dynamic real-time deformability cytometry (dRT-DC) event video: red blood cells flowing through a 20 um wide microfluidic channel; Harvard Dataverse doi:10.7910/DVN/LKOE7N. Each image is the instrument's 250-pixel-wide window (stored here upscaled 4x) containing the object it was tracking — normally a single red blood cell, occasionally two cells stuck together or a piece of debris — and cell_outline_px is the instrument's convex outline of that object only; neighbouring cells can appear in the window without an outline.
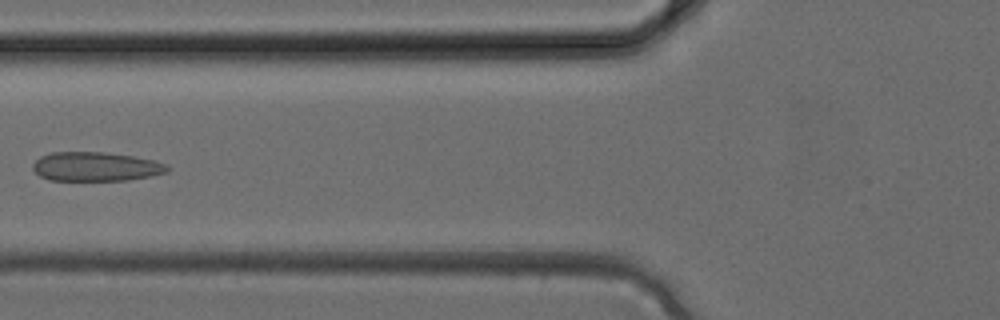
{"species": "common noctule bat (a hibernating species)", "species_latin": "Nyctalus noctula", "temperature_condition": "cold", "stored_images_in_passage": 4, "camera_frame_rate_fps": 3000, "um_per_image_px": 0.085, "animal": {"sex": "female", "body_mass_g": 24.6, "forearm_length_mm": 56.2}, "frame": {"image": 1, "passage_image": 4, "time_ms": 1.0, "image_size_px": [1000, 320], "cell_outline_px": [[172, 168], [168, 172], [152, 176], [128, 180], [52, 180], [40, 176], [32, 168], [32, 164], [40, 156], [52, 152], [104, 152], [132, 156], [152, 160], [168, 164]], "centroid_in_image_um": [8.18, 14.16], "position_along_channel_um": 117.6, "area_um2": 22.89}}